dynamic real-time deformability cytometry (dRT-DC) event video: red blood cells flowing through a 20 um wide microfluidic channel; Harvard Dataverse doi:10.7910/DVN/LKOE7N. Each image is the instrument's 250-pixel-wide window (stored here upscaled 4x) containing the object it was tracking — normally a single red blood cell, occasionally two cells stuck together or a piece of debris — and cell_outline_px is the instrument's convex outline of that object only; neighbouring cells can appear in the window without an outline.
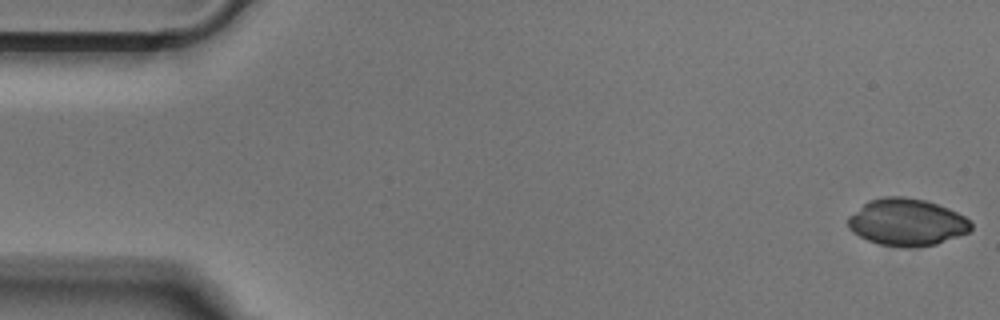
{"species": "Egyptian fruit bat (a non-hibernating species)", "species_latin": "Rousettus aegyptiacus", "temperature_condition": "cold", "stored_images_in_passage": 51, "camera_frame_rate_fps": 3000, "um_per_image_px": 0.085, "animal": {"sex": "male"}, "frame": {"image": 1, "passage_image": 1, "time_ms": 0.0, "image_size_px": [1000, 320], "cell_outline_px": [[972, 228], [968, 232], [936, 244], [908, 248], [900, 248], [880, 244], [868, 240], [852, 232], [848, 228], [848, 216], [868, 200], [884, 196], [904, 196], [924, 200], [948, 208], [964, 216], [972, 224]], "centroid_in_image_um": [77.05, 18.89], "position_along_channel_um": 8.0, "area_um2": 33.76}}
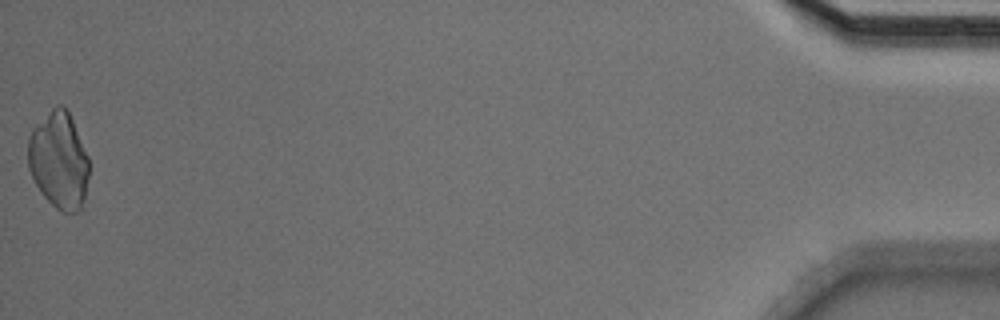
{"frame": {"image": 2, "passage_image": 51, "time_ms": 16.667, "image_size_px": [1000, 320], "cell_outline_px": [[88, 176], [84, 200], [80, 208], [76, 212], [60, 212], [40, 192], [28, 168], [28, 136], [32, 128], [56, 104], [60, 104], [68, 112], [72, 120], [88, 156]], "centroid_in_image_um": [4.98, 13.63], "position_along_channel_um": 430.2, "area_um2": 34.22}}